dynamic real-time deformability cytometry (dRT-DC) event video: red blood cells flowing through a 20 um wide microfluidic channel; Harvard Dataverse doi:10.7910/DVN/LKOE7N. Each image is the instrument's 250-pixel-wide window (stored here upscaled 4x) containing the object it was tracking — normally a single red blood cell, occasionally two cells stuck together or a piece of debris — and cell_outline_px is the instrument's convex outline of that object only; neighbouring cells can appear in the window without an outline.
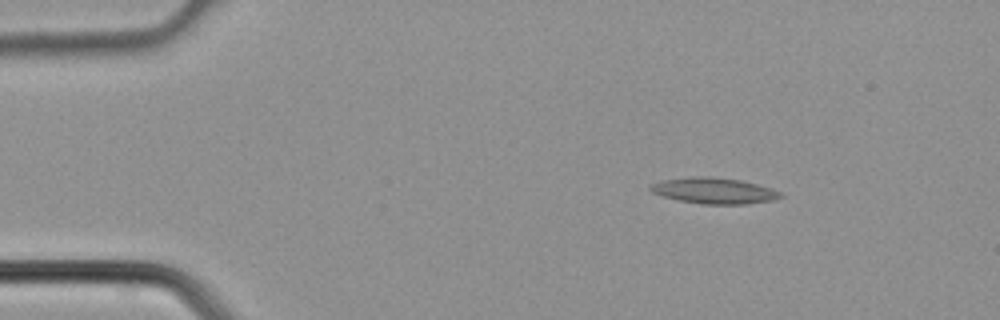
{"species": "common noctule bat (a hibernating species)", "species_latin": "Nyctalus noctula", "temperature_condition": "cold", "stored_images_in_passage": 3, "camera_frame_rate_fps": 3000, "um_per_image_px": 0.085, "animal": {"sex": "male", "body_mass_g": 21.5, "forearm_length_mm": 52.0}, "frame": {"image": 1, "passage_image": 1, "time_ms": 0.0, "image_size_px": [1000, 320], "cell_outline_px": [[784, 196], [772, 200], [748, 204], [700, 204], [676, 200], [652, 192], [648, 188], [648, 184], [660, 180], [692, 176], [712, 176], [740, 180], [772, 188], [780, 192]], "centroid_in_image_um": [60.64, 16.2], "position_along_channel_um": 24.4, "area_um2": 19.94}}